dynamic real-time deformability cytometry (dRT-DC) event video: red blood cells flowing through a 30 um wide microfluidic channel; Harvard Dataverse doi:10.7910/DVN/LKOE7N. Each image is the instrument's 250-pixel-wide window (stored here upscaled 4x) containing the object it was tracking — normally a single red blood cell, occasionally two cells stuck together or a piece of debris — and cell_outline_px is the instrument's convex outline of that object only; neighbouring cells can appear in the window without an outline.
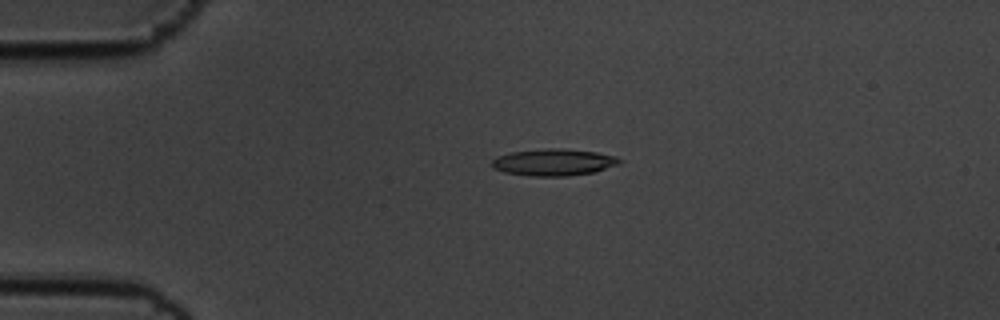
{"species": "common noctule bat (a hibernating species)", "species_latin": "Nyctalus noctula", "temperature_condition": "cold", "stored_images_in_passage": 49, "camera_frame_rate_fps": 3000, "um_per_image_px": 0.085, "animal": {"sex": "male", "body_mass_g": 19.5, "forearm_length_mm": 54.6}, "frame": {"image": 1, "passage_image": 13, "time_ms": 4.0, "image_size_px": [1000, 320], "cell_outline_px": [[620, 164], [592, 172], [568, 176], [532, 176], [504, 172], [492, 168], [492, 160], [500, 156], [512, 152], [544, 148], [564, 148], [596, 152], [616, 156], [620, 160]], "centroid_in_image_um": [47.06, 13.79], "position_along_channel_um": 37.9, "area_um2": 19.83}}
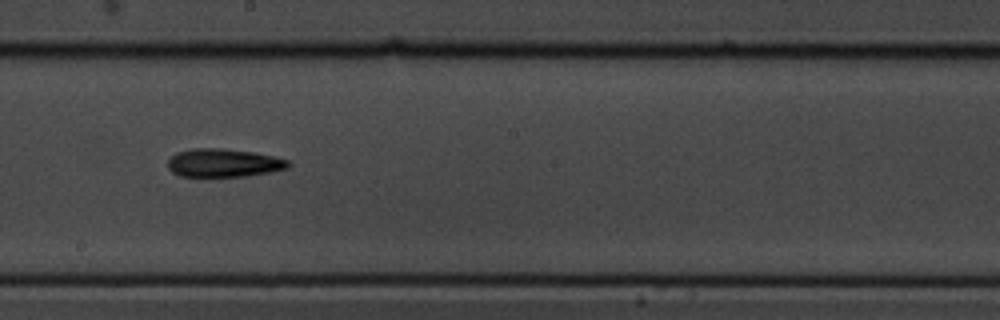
{"frame": {"image": 2, "passage_image": 32, "time_ms": 10.333, "image_size_px": [1000, 320], "cell_outline_px": [[292, 164], [288, 168], [272, 172], [244, 176], [180, 176], [172, 172], [168, 168], [168, 160], [176, 152], [192, 148], [220, 148], [252, 152], [276, 156], [288, 160]], "centroid_in_image_um": [19.03, 13.84], "position_along_channel_um": 229.2, "area_um2": 19.94}}
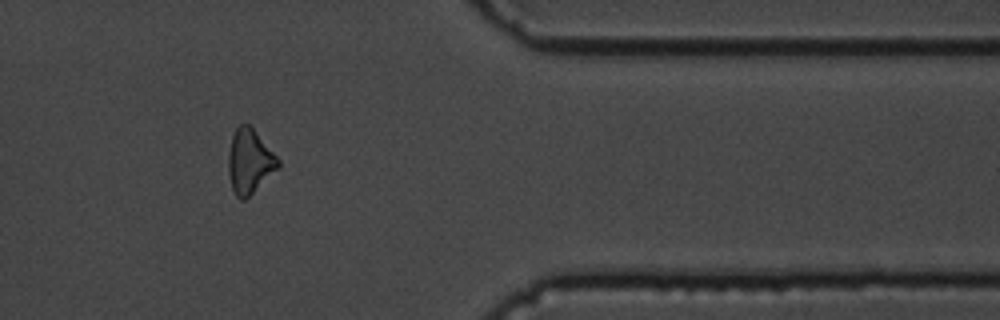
{"frame": {"image": 3, "passage_image": 47, "time_ms": 15.333, "image_size_px": [1000, 320], "cell_outline_px": [[280, 168], [244, 200], [240, 200], [236, 196], [232, 188], [228, 172], [228, 152], [232, 136], [236, 128], [240, 124], [248, 124], [252, 128], [280, 160]], "centroid_in_image_um": [21.21, 13.74], "position_along_channel_um": 390.2, "area_um2": 18.55}, "authors_computed_cell_mechanics": {"area_um2": 18.9006, "velocity_mm_per_s": 3.5718, "shape_relaxation_time_tau1_ms": 2.8651, "shape_relaxation_time_tau2_ms": null, "deformation_change_tau1": 0.1535, "deformation_change_tau2": null}}